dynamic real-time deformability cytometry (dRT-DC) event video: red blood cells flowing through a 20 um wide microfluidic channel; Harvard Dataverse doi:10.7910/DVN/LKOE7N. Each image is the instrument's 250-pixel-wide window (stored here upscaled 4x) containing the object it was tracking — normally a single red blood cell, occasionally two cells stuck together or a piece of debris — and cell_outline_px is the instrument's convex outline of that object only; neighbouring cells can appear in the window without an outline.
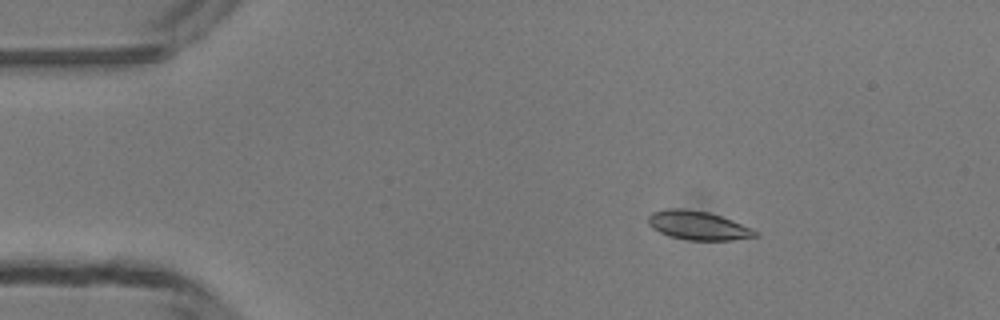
{"species": "common noctule bat (a hibernating species)", "species_latin": "Nyctalus noctula", "temperature_condition": "room temperature", "stored_images_in_passage": 7, "camera_frame_rate_fps": 3000, "um_per_image_px": 0.085, "animal": {"sex": "male", "body_mass_g": 13.3}, "frame": {"image": 1, "passage_image": 3, "time_ms": 2.333, "image_size_px": [1000, 320], "cell_outline_px": [[760, 232], [756, 236], [732, 240], [688, 240], [672, 236], [660, 232], [652, 228], [648, 224], [648, 216], [652, 212], [668, 208], [680, 208], [708, 212], [732, 220], [752, 228]], "centroid_in_image_um": [59.33, 19.16], "position_along_channel_um": 25.7, "area_um2": 17.86}}
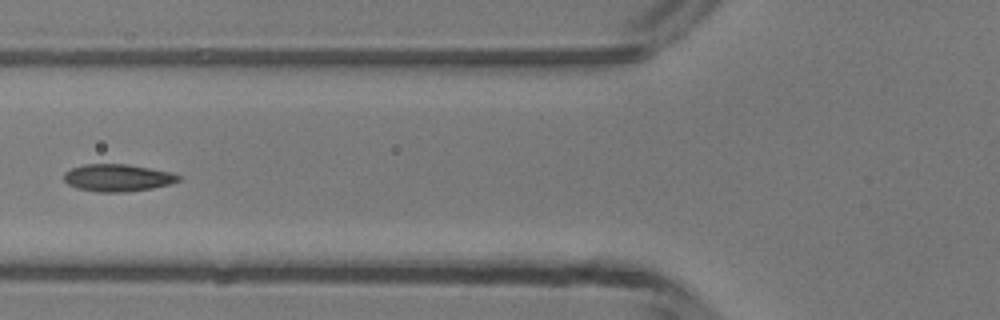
{"frame": {"image": 2, "passage_image": 6, "time_ms": 6.0, "image_size_px": [1000, 320], "cell_outline_px": [[180, 180], [168, 184], [152, 188], [124, 192], [100, 192], [76, 188], [68, 184], [64, 180], [64, 172], [72, 168], [84, 164], [128, 164], [168, 172], [180, 176]], "centroid_in_image_um": [9.94, 15.11], "position_along_channel_um": 115.9, "area_um2": 17.98}}
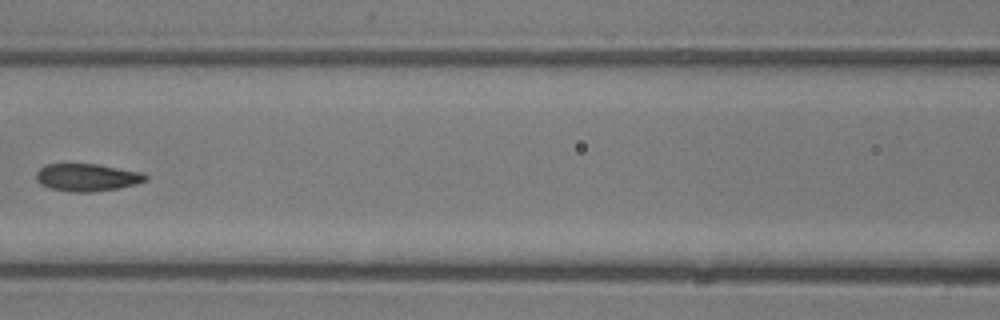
{"frame": {"image": 3, "passage_image": 7, "time_ms": 7.0, "image_size_px": [1000, 320], "cell_outline_px": [[148, 180], [136, 184], [120, 188], [92, 192], [72, 192], [48, 188], [40, 184], [36, 180], [36, 172], [44, 164], [96, 164], [144, 172], [148, 176]], "centroid_in_image_um": [7.41, 15.08], "position_along_channel_um": 159.2, "area_um2": 17.8}}